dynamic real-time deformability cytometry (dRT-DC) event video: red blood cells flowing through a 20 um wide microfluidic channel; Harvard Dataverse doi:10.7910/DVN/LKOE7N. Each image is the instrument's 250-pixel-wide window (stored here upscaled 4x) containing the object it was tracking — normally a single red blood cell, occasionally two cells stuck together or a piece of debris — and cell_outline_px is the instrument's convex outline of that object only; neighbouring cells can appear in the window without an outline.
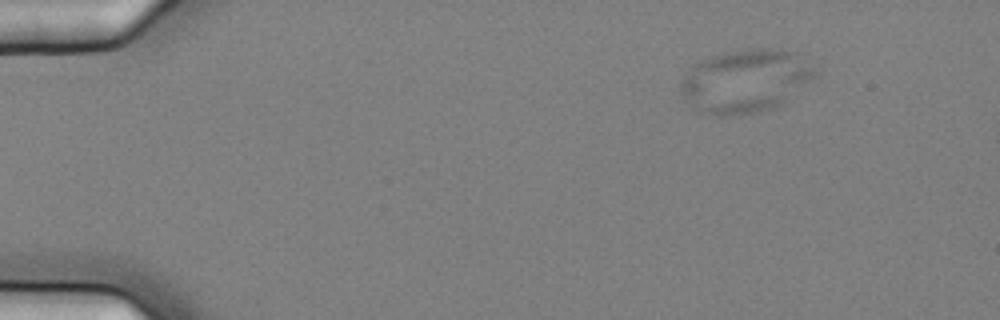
{"species": "common noctule bat (a hibernating species)", "species_latin": "Nyctalus noctula", "temperature_condition": "cold", "stored_images_in_passage": 4, "camera_frame_rate_fps": 3000, "um_per_image_px": 0.085, "animal": {"sex": "female", "body_mass_g": 25.1}, "frame": {"image": 1, "passage_image": 3, "time_ms": 0.667, "image_size_px": [1000, 320], "cell_outline_px": [[820, 76], [816, 80], [780, 104], [772, 108], [756, 112], [728, 116], [716, 116], [696, 112], [680, 92], [680, 80], [700, 60], [724, 52], [748, 48], [776, 48], [800, 52], [820, 68]], "centroid_in_image_um": [63.47, 6.86], "position_along_channel_um": 21.5, "area_um2": 50.86}}